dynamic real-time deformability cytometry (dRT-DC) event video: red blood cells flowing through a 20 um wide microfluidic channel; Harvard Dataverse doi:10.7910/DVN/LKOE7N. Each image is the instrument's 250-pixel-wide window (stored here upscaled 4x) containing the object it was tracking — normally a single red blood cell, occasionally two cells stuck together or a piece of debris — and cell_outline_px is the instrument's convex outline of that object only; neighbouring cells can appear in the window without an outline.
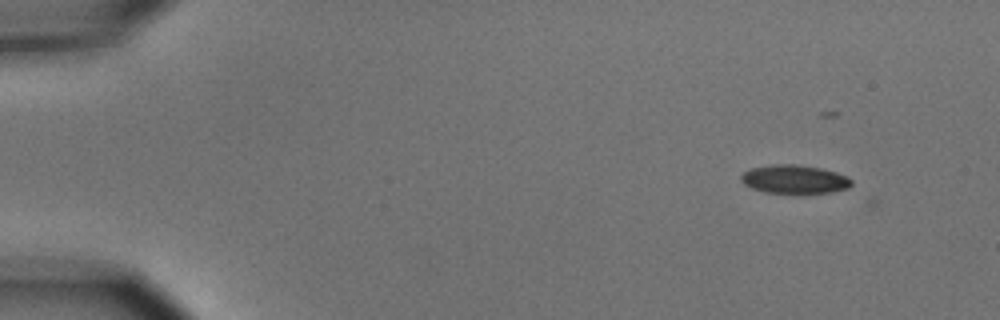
{"species": "common noctule bat (a hibernating species)", "species_latin": "Nyctalus noctula", "temperature_condition": "cold", "stored_images_in_passage": 4, "camera_frame_rate_fps": 3000, "um_per_image_px": 0.085, "animal": {"sex": "male", "body_mass_g": 15.6}, "frame": {"image": 1, "passage_image": 1, "time_ms": 0.0, "image_size_px": [1000, 320], "cell_outline_px": [[852, 184], [848, 188], [832, 192], [804, 196], [800, 196], [764, 192], [752, 188], [744, 184], [740, 180], [740, 176], [744, 172], [752, 168], [772, 164], [796, 164], [820, 168], [836, 172], [848, 176], [852, 180]], "centroid_in_image_um": [67.55, 15.29], "position_along_channel_um": 17.4, "area_um2": 19.25}}
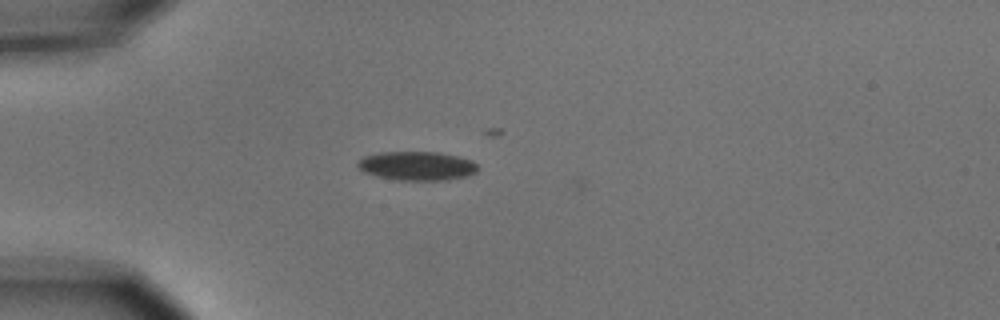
{"frame": {"image": 2, "passage_image": 3, "time_ms": 3.333, "image_size_px": [1000, 320], "cell_outline_px": [[480, 168], [476, 172], [468, 176], [448, 180], [396, 180], [376, 176], [364, 172], [356, 164], [364, 156], [380, 152], [440, 152], [472, 160]], "centroid_in_image_um": [35.47, 14.1], "position_along_channel_um": 49.5, "area_um2": 20.35}}